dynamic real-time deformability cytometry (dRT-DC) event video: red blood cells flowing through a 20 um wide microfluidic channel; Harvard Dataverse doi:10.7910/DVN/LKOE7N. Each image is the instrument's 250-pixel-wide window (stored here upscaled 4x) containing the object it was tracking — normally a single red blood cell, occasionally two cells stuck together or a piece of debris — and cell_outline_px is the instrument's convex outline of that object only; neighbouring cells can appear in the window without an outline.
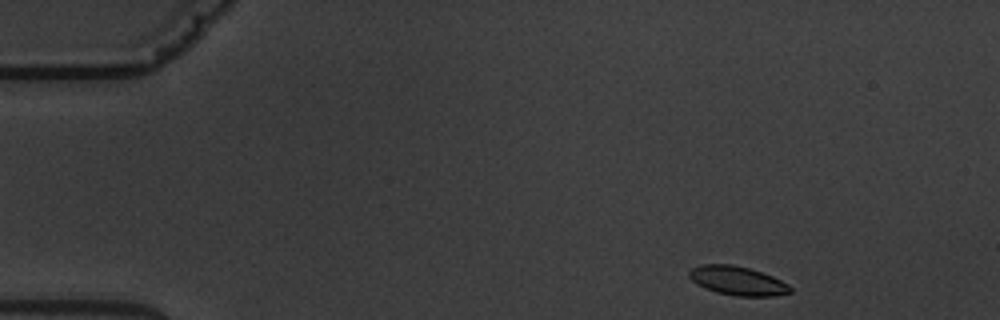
{"species": "common noctule bat (a hibernating species)", "species_latin": "Nyctalus noctula", "temperature_condition": "warm", "stored_images_in_passage": 2, "camera_frame_rate_fps": 3000, "um_per_image_px": 0.085, "animal": {"sex": "male", "body_mass_g": 19.5, "forearm_length_mm": 54.6}, "frame": {"image": 1, "passage_image": 1, "time_ms": 0.0, "image_size_px": [1000, 320], "cell_outline_px": [[792, 292], [776, 296], [736, 296], [716, 292], [704, 288], [696, 284], [688, 276], [688, 272], [692, 268], [700, 264], [732, 264], [748, 268], [772, 276], [788, 284], [792, 288]], "centroid_in_image_um": [62.67, 23.87], "position_along_channel_um": 22.3, "area_um2": 17.11}}